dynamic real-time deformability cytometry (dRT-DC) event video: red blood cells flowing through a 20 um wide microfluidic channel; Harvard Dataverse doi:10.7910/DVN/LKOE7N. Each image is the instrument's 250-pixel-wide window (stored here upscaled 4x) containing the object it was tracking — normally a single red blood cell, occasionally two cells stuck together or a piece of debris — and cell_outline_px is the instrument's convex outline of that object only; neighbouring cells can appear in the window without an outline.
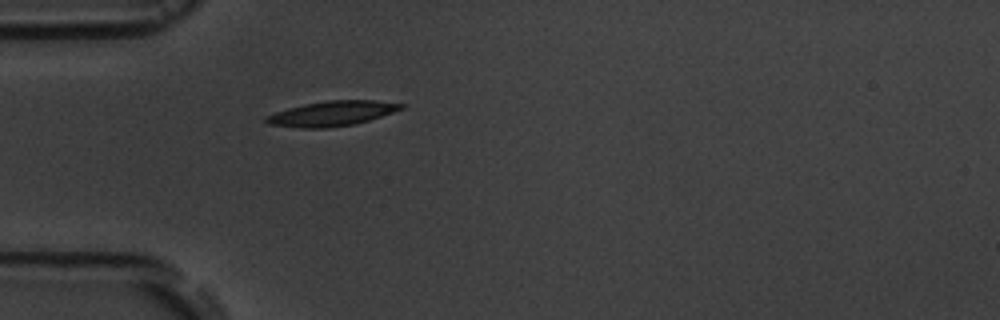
{"species": "common noctule bat (a hibernating species)", "species_latin": "Nyctalus noctula", "temperature_condition": "room temperature", "stored_images_in_passage": 3, "camera_frame_rate_fps": 3000, "um_per_image_px": 0.085, "animal": {"sex": "male", "body_mass_g": 19.5, "forearm_length_mm": 54.6}, "frame": {"image": 1, "passage_image": 3, "time_ms": 2.333, "image_size_px": [1000, 320], "cell_outline_px": [[408, 104], [404, 108], [356, 124], [328, 128], [300, 128], [268, 124], [264, 120], [264, 116], [288, 108], [304, 104], [328, 100], [376, 100]], "centroid_in_image_um": [28.22, 9.65], "position_along_channel_um": 56.8, "area_um2": 19.71}}